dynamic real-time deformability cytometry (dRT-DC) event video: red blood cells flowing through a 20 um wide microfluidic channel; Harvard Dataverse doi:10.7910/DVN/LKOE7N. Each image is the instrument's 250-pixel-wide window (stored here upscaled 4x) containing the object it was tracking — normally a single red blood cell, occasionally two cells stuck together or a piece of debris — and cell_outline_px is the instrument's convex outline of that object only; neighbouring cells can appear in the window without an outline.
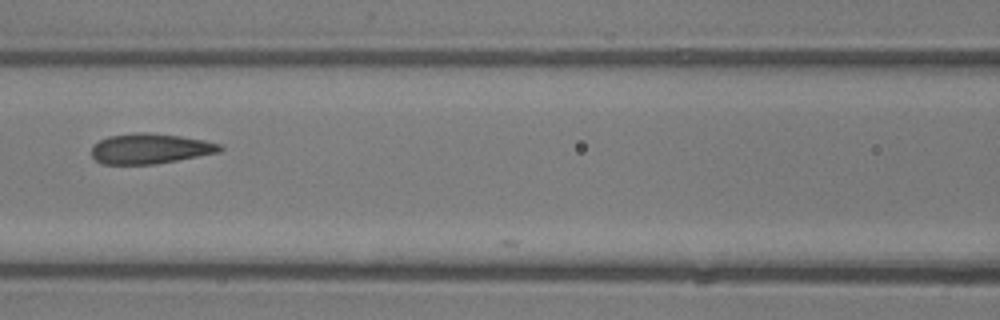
{"species": "common noctule bat (a hibernating species)", "species_latin": "Nyctalus noctula", "temperature_condition": "room temperature", "stored_images_in_passage": 21, "camera_frame_rate_fps": 3000, "um_per_image_px": 0.085, "animal": {"sex": "male", "body_mass_g": 13.3}, "frame": {"image": 1, "passage_image": 8, "time_ms": 2.333, "image_size_px": [1000, 320], "cell_outline_px": [[224, 148], [220, 152], [156, 164], [104, 164], [96, 160], [92, 156], [92, 144], [108, 136], [136, 132], [144, 132], [180, 136], [204, 140], [220, 144]], "centroid_in_image_um": [12.75, 12.63], "position_along_channel_um": 153.8, "area_um2": 22.6}}